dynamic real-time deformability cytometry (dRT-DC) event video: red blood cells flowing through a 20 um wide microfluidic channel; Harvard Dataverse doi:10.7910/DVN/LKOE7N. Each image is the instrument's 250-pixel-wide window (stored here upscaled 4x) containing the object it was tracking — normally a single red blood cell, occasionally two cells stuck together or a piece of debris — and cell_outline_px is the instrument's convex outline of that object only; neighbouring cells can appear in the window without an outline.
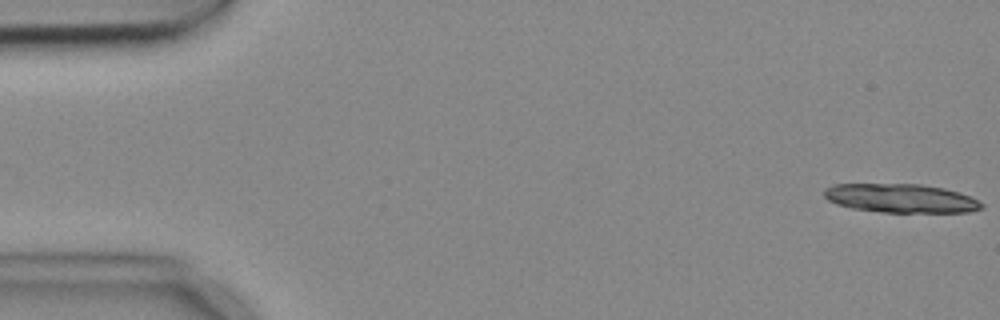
{"species": "common noctule bat (a hibernating species)", "species_latin": "Nyctalus noctula", "temperature_condition": "cold", "stored_images_in_passage": 5, "camera_frame_rate_fps": 3000, "um_per_image_px": 0.085, "animal": {"sex": "female", "body_mass_g": 18.4}, "frame": {"image": 1, "passage_image": 1, "time_ms": 0.0, "image_size_px": [1000, 320], "cell_outline_px": [[984, 208], [968, 212], [880, 212], [852, 208], [836, 204], [828, 200], [824, 196], [824, 188], [832, 184], [920, 184], [944, 188], [968, 196], [984, 204]], "centroid_in_image_um": [76.53, 16.85], "position_along_channel_um": 8.5, "area_um2": 26.36}}